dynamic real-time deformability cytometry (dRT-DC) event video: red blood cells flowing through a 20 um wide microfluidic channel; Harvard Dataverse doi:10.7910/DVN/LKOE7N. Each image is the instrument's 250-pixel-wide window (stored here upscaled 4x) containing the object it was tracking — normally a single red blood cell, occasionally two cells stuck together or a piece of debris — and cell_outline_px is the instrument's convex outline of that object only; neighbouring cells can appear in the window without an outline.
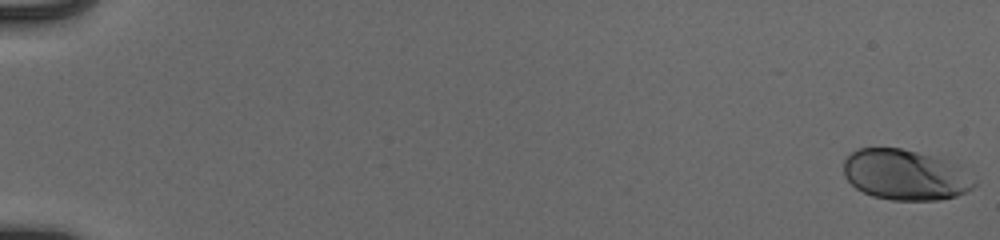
{"species": "human", "species_latin": "Homo sapiens", "temperature_condition": "cold", "stored_images_in_passage": 55, "camera_frame_rate_fps": 3000, "um_per_image_px": 0.085, "donor": {"sex": "male"}, "frame": {"image": 1, "passage_image": 1, "time_ms": 0.0, "image_size_px": [1000, 240], "cell_outline_px": [[976, 184], [972, 188], [956, 196], [940, 200], [892, 200], [872, 196], [856, 188], [844, 176], [844, 160], [852, 152], [860, 148], [900, 148], [916, 152], [944, 160], [956, 164], [976, 180]], "centroid_in_image_um": [76.93, 14.87], "position_along_channel_um": 8.1, "area_um2": 38.15}}
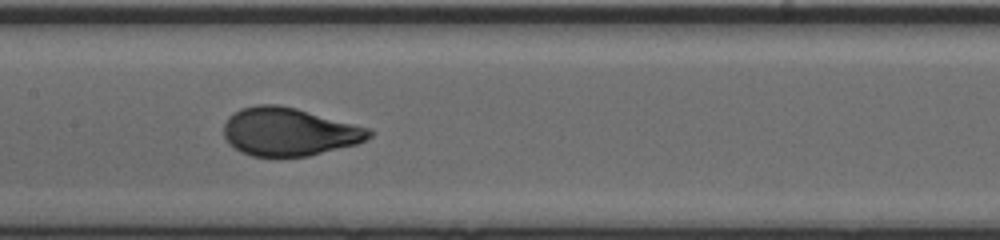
{"frame": {"image": 2, "passage_image": 30, "time_ms": 9.667, "image_size_px": [1000, 240], "cell_outline_px": [[372, 136], [356, 144], [308, 156], [252, 156], [240, 152], [228, 144], [224, 136], [224, 124], [228, 116], [240, 108], [256, 104], [276, 104], [296, 108], [372, 128]], "centroid_in_image_um": [24.55, 11.19], "position_along_channel_um": 182.8, "area_um2": 40.98}}
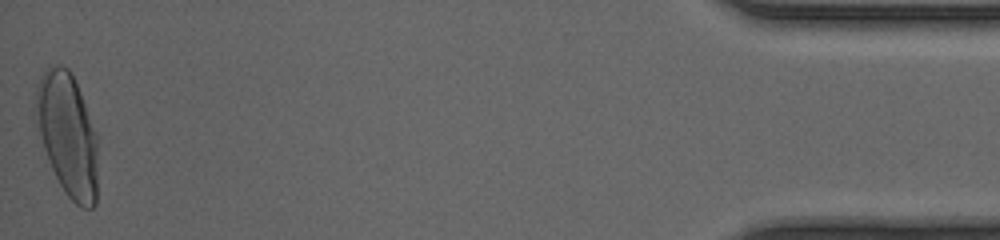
{"frame": {"image": 3, "passage_image": 55, "time_ms": 18.0, "image_size_px": [1000, 240], "cell_outline_px": [[96, 204], [92, 208], [80, 208], [64, 192], [48, 160], [36, 124], [36, 88], [40, 76], [48, 64], [60, 64], [68, 68], [80, 92], [96, 132]], "centroid_in_image_um": [5.72, 11.41], "position_along_channel_um": 429.5, "area_um2": 44.1}, "authors_computed_cell_mechanics": {"area_um2": 39.9398, "velocity_mm_per_s": 3.9273, "shape_relaxation_time_tau1_ms": 2.831, "shape_relaxation_time_tau2_ms": null, "deformation_change_tau1": 0.1617, "deformation_change_tau2": null}}